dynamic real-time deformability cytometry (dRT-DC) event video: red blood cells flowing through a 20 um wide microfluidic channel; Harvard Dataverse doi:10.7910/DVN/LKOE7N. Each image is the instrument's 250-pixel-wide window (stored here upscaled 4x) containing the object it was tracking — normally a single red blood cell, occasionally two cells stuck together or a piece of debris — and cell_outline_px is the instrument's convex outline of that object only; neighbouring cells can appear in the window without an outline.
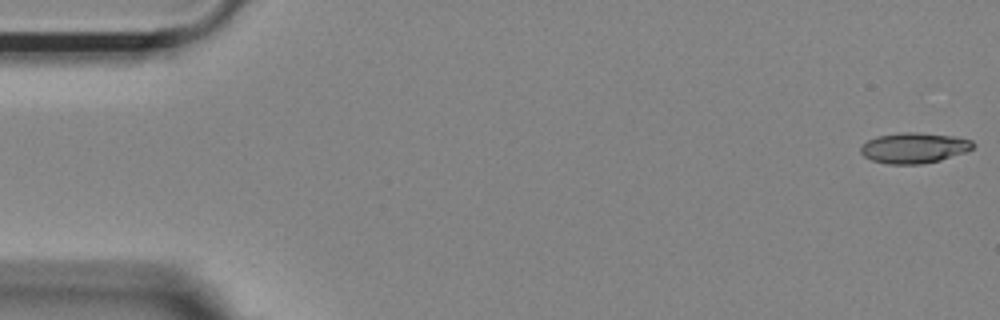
{"species": "Egyptian fruit bat (a non-hibernating species)", "species_latin": "Rousettus aegyptiacus", "temperature_condition": "room temperature", "stored_images_in_passage": 49, "camera_frame_rate_fps": 3000, "um_per_image_px": 0.085, "animal": {"sex": "female"}, "frame": {"image": 1, "passage_image": 1, "time_ms": 0.0, "image_size_px": [1000, 320], "cell_outline_px": [[976, 144], [968, 152], [940, 160], [920, 164], [888, 164], [872, 160], [864, 156], [860, 152], [860, 148], [868, 140], [876, 136], [900, 132], [916, 132], [952, 136], [972, 140]], "centroid_in_image_um": [77.71, 12.57], "position_along_channel_um": 7.3, "area_um2": 20.06}}
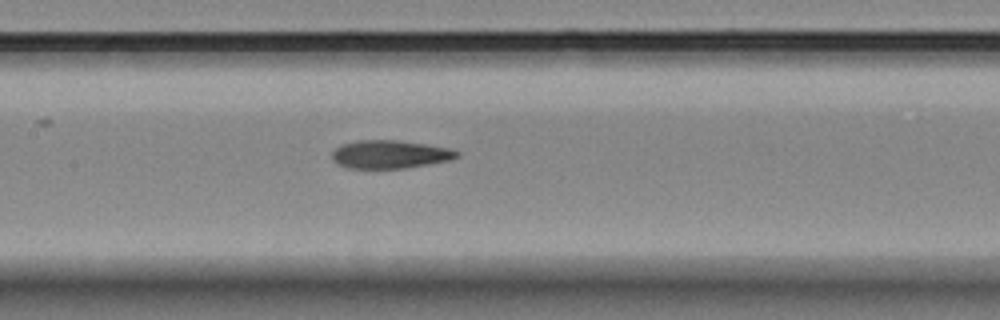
{"frame": {"image": 2, "passage_image": 25, "time_ms": 8.0, "image_size_px": [1000, 320], "cell_outline_px": [[460, 156], [452, 160], [404, 168], [348, 168], [336, 164], [332, 160], [332, 152], [340, 144], [356, 140], [396, 140], [424, 144], [448, 148], [460, 152]], "centroid_in_image_um": [33.12, 13.12], "position_along_channel_um": 174.3, "area_um2": 20.58}}
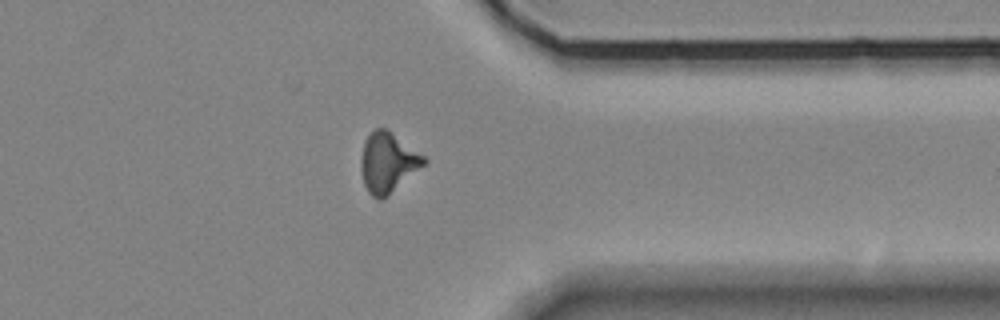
{"frame": {"image": 3, "passage_image": 42, "time_ms": 13.667, "image_size_px": [1000, 320], "cell_outline_px": [[428, 160], [424, 164], [388, 196], [380, 200], [376, 200], [368, 192], [364, 184], [360, 168], [360, 160], [364, 140], [376, 128], [388, 128], [424, 156]], "centroid_in_image_um": [32.94, 13.81], "position_along_channel_um": 378.5, "area_um2": 22.02}, "authors_computed_cell_mechanics": {"area_um2": 20.7502, "velocity_mm_per_s": 3.723, "shape_relaxation_time_tau1_ms": 5.341, "shape_relaxation_time_tau2_ms": 3.2894, "deformation_change_tau1": 0.1904, "deformation_change_tau2": 0.1316}}